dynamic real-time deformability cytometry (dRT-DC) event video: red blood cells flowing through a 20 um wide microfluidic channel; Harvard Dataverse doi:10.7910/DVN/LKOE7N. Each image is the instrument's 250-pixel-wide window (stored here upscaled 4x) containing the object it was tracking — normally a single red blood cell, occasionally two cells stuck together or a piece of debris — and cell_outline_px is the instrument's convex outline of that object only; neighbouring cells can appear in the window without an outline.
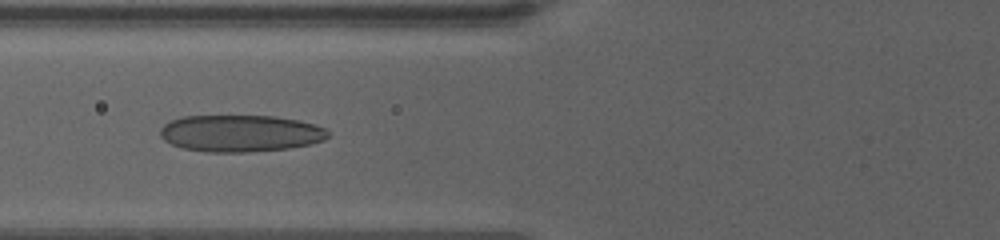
{"species": "human", "species_latin": "Homo sapiens", "temperature_condition": "warm", "stored_images_in_passage": 7, "camera_frame_rate_fps": 3000, "um_per_image_px": 0.085, "donor": {"sex": "female"}, "frame": {"image": 1, "passage_image": 6, "time_ms": 1.667, "image_size_px": [1000, 240], "cell_outline_px": [[328, 136], [324, 140], [312, 144], [288, 148], [248, 152], [208, 152], [184, 148], [172, 144], [164, 140], [160, 136], [160, 128], [164, 124], [172, 120], [184, 116], [272, 116], [296, 120], [316, 124], [324, 128], [328, 132]], "centroid_in_image_um": [20.43, 11.33], "position_along_channel_um": 105.4, "area_um2": 35.95}}